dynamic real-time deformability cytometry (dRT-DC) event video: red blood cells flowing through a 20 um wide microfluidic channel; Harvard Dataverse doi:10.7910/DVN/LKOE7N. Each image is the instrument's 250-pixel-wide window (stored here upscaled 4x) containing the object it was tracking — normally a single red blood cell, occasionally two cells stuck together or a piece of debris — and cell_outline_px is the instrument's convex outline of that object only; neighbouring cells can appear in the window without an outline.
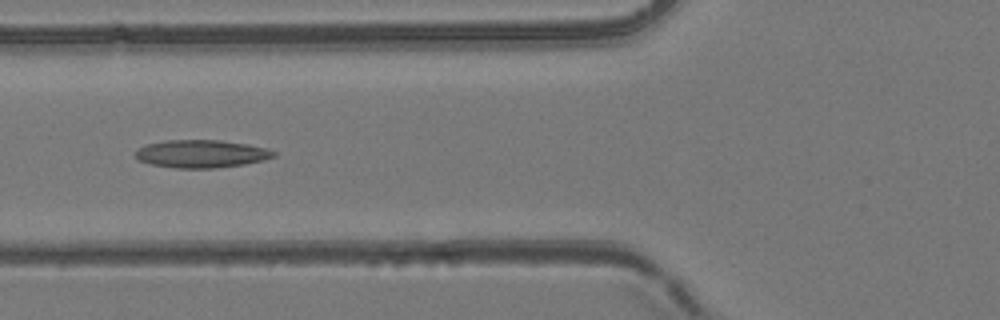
{"species": "common noctule bat (a hibernating species)", "species_latin": "Nyctalus noctula", "temperature_condition": "room temperature", "stored_images_in_passage": 40, "camera_frame_rate_fps": 3000, "um_per_image_px": 0.085, "animal": {"sex": "female", "body_mass_g": 24.6, "forearm_length_mm": 56.2}, "frame": {"image": 1, "passage_image": 11, "time_ms": 3.333, "image_size_px": [1000, 320], "cell_outline_px": [[276, 156], [264, 160], [244, 164], [216, 168], [176, 168], [152, 164], [140, 160], [136, 156], [136, 152], [140, 148], [148, 144], [164, 140], [220, 140], [248, 144], [268, 148], [276, 152]], "centroid_in_image_um": [17.18, 13.07], "position_along_channel_um": 108.6, "area_um2": 22.31}}
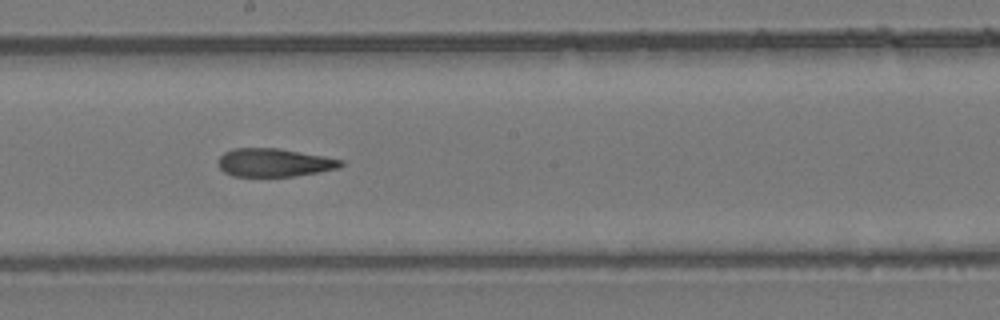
{"frame": {"image": 2, "passage_image": 20, "time_ms": 6.333, "image_size_px": [1000, 320], "cell_outline_px": [[344, 164], [336, 168], [316, 172], [292, 176], [232, 176], [224, 172], [220, 168], [216, 160], [224, 152], [232, 148], [276, 148], [324, 156], [344, 160]], "centroid_in_image_um": [23.24, 13.81], "position_along_channel_um": 225.0, "area_um2": 20.06}}
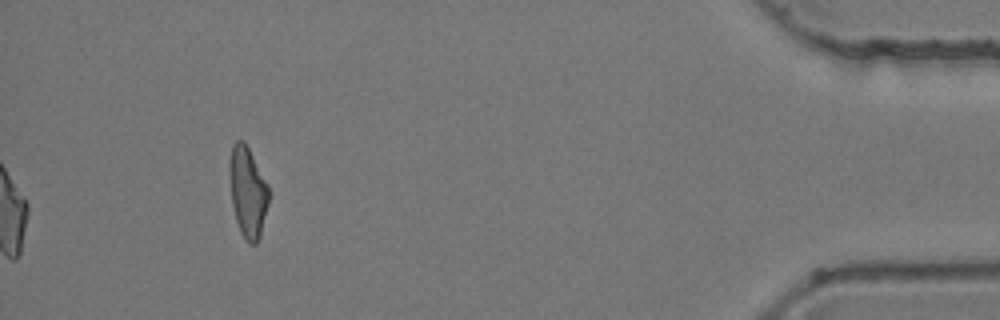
{"frame": {"image": 3, "passage_image": 40, "time_ms": 13.0, "image_size_px": [1000, 320], "cell_outline_px": [[268, 204], [260, 236], [256, 244], [248, 244], [244, 240], [240, 232], [236, 220], [232, 204], [228, 172], [228, 164], [232, 144], [236, 140], [244, 140], [268, 184]], "centroid_in_image_um": [21.03, 16.31], "position_along_channel_um": 414.2, "area_um2": 20.92}, "authors_computed_cell_mechanics": {"area_um2": 21.5305, "velocity_mm_per_s": 3.853, "shape_relaxation_time_tau1_ms": null, "shape_relaxation_time_tau2_ms": 3.775, "deformation_change_tau1": null, "deformation_change_tau2": 0.1456}}